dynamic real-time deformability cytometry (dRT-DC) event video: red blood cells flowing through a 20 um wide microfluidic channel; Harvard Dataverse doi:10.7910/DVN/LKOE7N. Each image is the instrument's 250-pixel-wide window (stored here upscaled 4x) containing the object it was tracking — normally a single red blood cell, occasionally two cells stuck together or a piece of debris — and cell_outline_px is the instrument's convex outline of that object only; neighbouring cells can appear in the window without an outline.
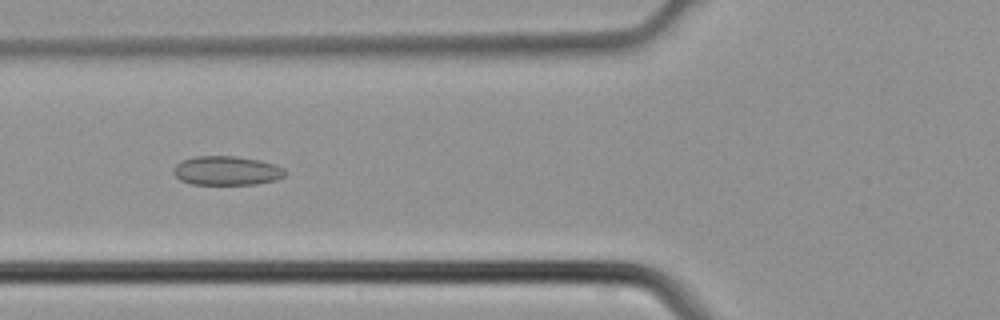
{"species": "common noctule bat (a hibernating species)", "species_latin": "Nyctalus noctula", "temperature_condition": "cold", "stored_images_in_passage": 4, "camera_frame_rate_fps": 3000, "um_per_image_px": 0.085, "animal": {"sex": "male", "body_mass_g": 21.5, "forearm_length_mm": 52.0}, "frame": {"image": 1, "passage_image": 4, "time_ms": 1.0, "image_size_px": [1000, 320], "cell_outline_px": [[288, 172], [284, 176], [276, 180], [256, 184], [192, 184], [180, 180], [172, 172], [172, 168], [180, 160], [192, 156], [236, 156], [260, 160], [276, 164], [284, 168]], "centroid_in_image_um": [19.26, 14.49], "position_along_channel_um": 106.5, "area_um2": 19.25}}